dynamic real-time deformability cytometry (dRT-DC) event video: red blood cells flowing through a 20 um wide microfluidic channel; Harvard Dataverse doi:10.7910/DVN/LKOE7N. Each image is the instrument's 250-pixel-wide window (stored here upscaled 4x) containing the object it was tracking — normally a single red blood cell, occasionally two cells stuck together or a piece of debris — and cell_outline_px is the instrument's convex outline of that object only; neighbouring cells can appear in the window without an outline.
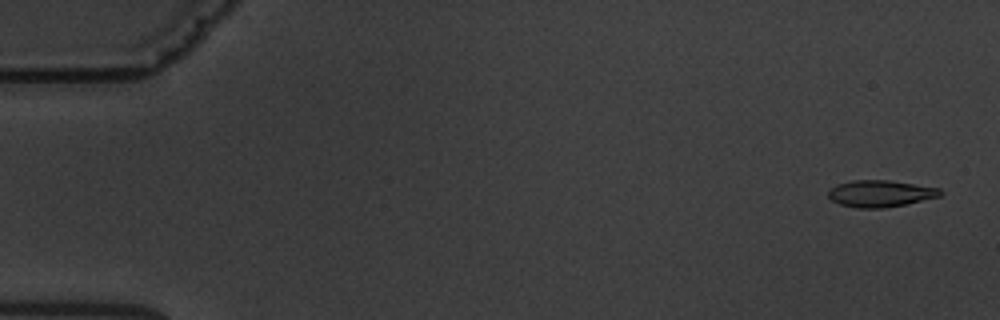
{"species": "common noctule bat (a hibernating species)", "species_latin": "Nyctalus noctula", "temperature_condition": "warm", "stored_images_in_passage": 6, "camera_frame_rate_fps": 3000, "um_per_image_px": 0.085, "animal": {"sex": "male", "body_mass_g": 19.5, "forearm_length_mm": 54.6}, "frame": {"image": 1, "passage_image": 1, "time_ms": 0.0, "image_size_px": [1000, 320], "cell_outline_px": [[944, 192], [940, 196], [904, 204], [884, 208], [856, 208], [840, 204], [832, 200], [828, 196], [828, 188], [836, 184], [852, 180], [888, 180], [940, 188]], "centroid_in_image_um": [74.79, 16.44], "position_along_channel_um": 10.2, "area_um2": 17.46}}
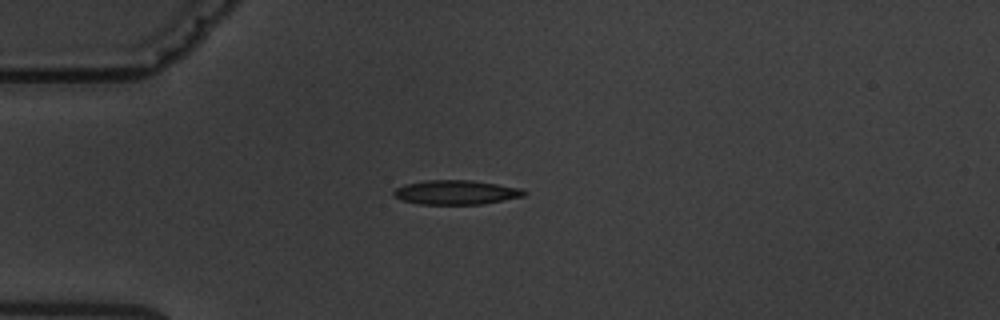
{"frame": {"image": 2, "passage_image": 4, "time_ms": 4.333, "image_size_px": [1000, 320], "cell_outline_px": [[528, 192], [524, 196], [504, 200], [480, 204], [420, 204], [404, 200], [396, 196], [392, 192], [396, 188], [404, 184], [428, 180], [472, 180], [520, 188]], "centroid_in_image_um": [38.78, 16.34], "position_along_channel_um": 46.2, "area_um2": 18.26}}